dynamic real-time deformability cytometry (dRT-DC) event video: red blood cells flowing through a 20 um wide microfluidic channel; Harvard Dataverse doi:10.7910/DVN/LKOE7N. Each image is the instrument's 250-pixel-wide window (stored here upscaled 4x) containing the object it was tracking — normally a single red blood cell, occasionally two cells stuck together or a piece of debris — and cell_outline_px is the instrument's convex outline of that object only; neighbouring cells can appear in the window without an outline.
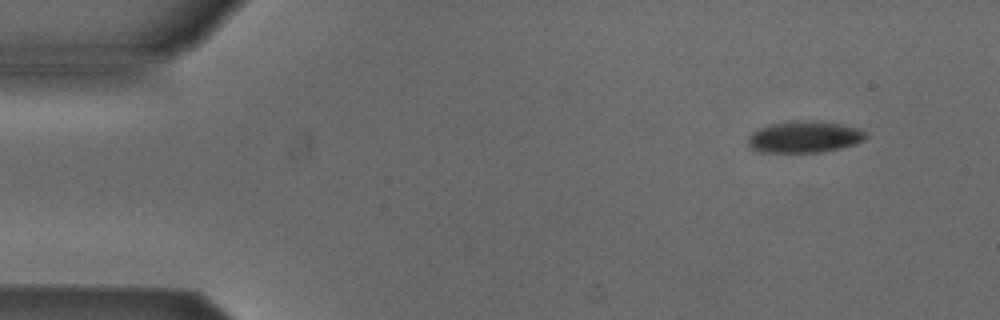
{"species": "Egyptian fruit bat (a non-hibernating species)", "species_latin": "Rousettus aegyptiacus", "temperature_condition": "cold", "stored_images_in_passage": 4, "camera_frame_rate_fps": 3000, "um_per_image_px": 0.085, "animal": {"sex": "male"}, "frame": {"image": 1, "passage_image": 1, "time_ms": 0.0, "image_size_px": [1000, 320], "cell_outline_px": [[868, 136], [864, 140], [856, 144], [840, 148], [820, 152], [760, 152], [748, 148], [748, 136], [752, 132], [768, 124], [792, 120], [812, 120], [840, 124], [860, 128], [868, 132]], "centroid_in_image_um": [68.38, 11.63], "position_along_channel_um": 16.6, "area_um2": 22.08}}
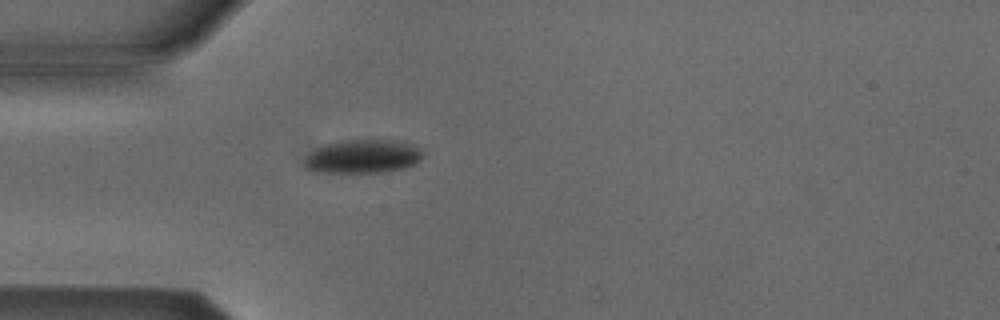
{"frame": {"image": 2, "passage_image": 4, "time_ms": 3.333, "image_size_px": [1000, 320], "cell_outline_px": [[424, 156], [416, 164], [404, 168], [388, 172], [316, 172], [304, 168], [304, 160], [316, 148], [324, 144], [340, 140], [396, 140], [412, 144], [420, 148], [424, 152]], "centroid_in_image_um": [30.88, 13.3], "position_along_channel_um": 54.1, "area_um2": 23.47}}